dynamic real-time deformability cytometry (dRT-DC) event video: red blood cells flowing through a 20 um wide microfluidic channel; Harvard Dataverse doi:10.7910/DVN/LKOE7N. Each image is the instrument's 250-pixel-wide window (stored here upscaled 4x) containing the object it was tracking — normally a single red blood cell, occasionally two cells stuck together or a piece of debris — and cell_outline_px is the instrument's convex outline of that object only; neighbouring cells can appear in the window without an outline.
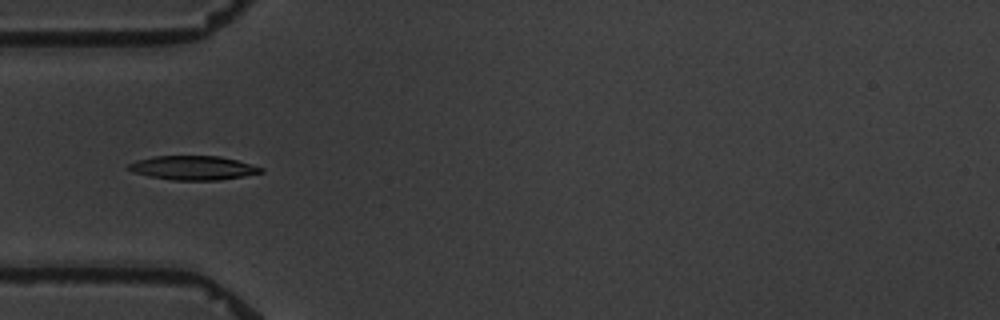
{"species": "common noctule bat (a hibernating species)", "species_latin": "Nyctalus noctula", "temperature_condition": "warm", "stored_images_in_passage": 6, "camera_frame_rate_fps": 3000, "um_per_image_px": 0.085, "animal": {"sex": "male", "body_mass_g": 19.5, "forearm_length_mm": 54.6}, "frame": {"image": 1, "passage_image": 5, "time_ms": 4.667, "image_size_px": [1000, 320], "cell_outline_px": [[264, 172], [244, 176], [220, 180], [172, 180], [148, 176], [132, 172], [128, 168], [128, 164], [136, 160], [152, 156], [220, 156], [236, 160], [264, 168]], "centroid_in_image_um": [16.4, 14.27], "position_along_channel_um": 68.6, "area_um2": 18.61}}
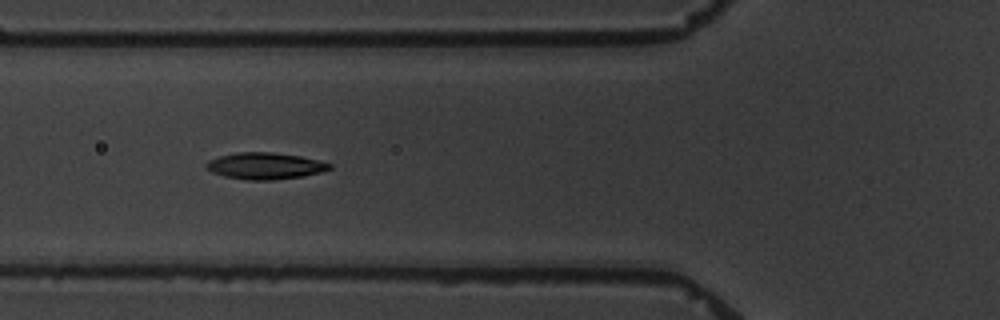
{"frame": {"image": 2, "passage_image": 6, "time_ms": 5.667, "image_size_px": [1000, 320], "cell_outline_px": [[332, 168], [320, 172], [300, 176], [272, 180], [248, 180], [224, 176], [212, 172], [204, 168], [204, 164], [208, 160], [220, 156], [236, 152], [272, 152], [300, 156], [320, 160], [332, 164]], "centroid_in_image_um": [22.49, 14.09], "position_along_channel_um": 103.3, "area_um2": 19.13}}